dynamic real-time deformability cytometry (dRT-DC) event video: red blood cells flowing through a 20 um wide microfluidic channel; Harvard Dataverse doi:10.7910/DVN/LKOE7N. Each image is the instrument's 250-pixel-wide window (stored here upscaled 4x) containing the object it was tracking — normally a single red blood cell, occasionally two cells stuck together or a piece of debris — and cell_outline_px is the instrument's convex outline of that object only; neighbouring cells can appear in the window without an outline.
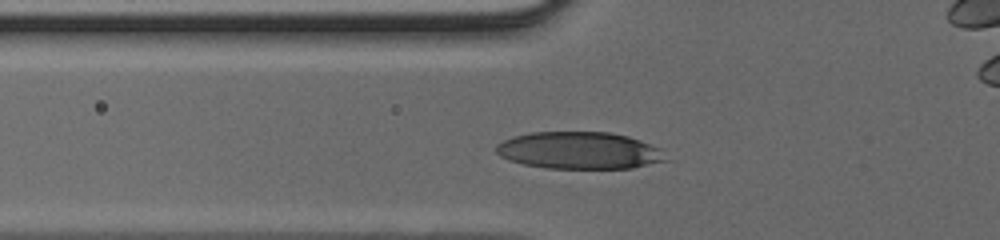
{"species": "human", "species_latin": "Homo sapiens", "temperature_condition": "cold", "stored_images_in_passage": 41, "camera_frame_rate_fps": 3000, "um_per_image_px": 0.085, "donor": {"sex": "male"}, "frame": {"image": 1, "passage_image": 12, "time_ms": 3.667, "image_size_px": [1000, 240], "cell_outline_px": [[668, 160], [632, 168], [544, 168], [524, 164], [508, 160], [500, 156], [496, 152], [496, 144], [512, 136], [532, 132], [608, 132], [628, 136], [640, 140], [660, 148]], "centroid_in_image_um": [49.22, 12.79], "position_along_channel_um": 76.6, "area_um2": 36.7}}
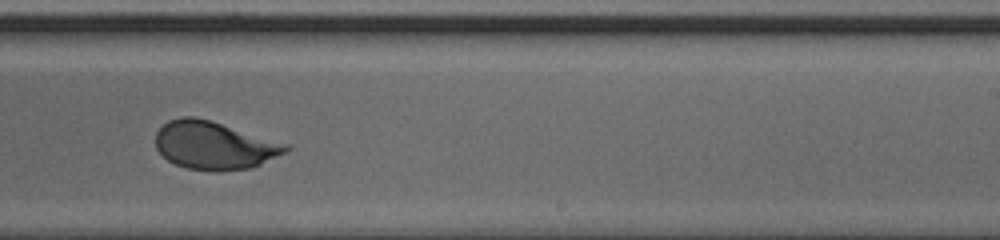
{"frame": {"image": 2, "passage_image": 25, "time_ms": 8.0, "image_size_px": [1000, 240], "cell_outline_px": [[292, 148], [260, 164], [248, 168], [216, 172], [184, 168], [168, 160], [156, 148], [156, 132], [168, 120], [180, 116], [192, 116], [212, 120], [292, 144]], "centroid_in_image_um": [18.23, 12.34], "position_along_channel_um": 270.8, "area_um2": 36.82}}
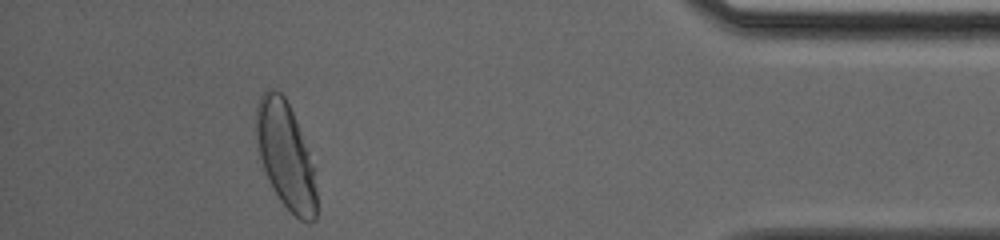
{"frame": {"image": 3, "passage_image": 37, "time_ms": 12.0, "image_size_px": [1000, 240], "cell_outline_px": [[316, 220], [308, 224], [300, 220], [280, 200], [260, 160], [256, 136], [256, 104], [260, 96], [268, 88], [276, 88], [284, 96], [292, 112], [308, 152], [312, 164], [316, 188]], "centroid_in_image_um": [24.27, 13.2], "position_along_channel_um": 410.9, "area_um2": 36.76}}